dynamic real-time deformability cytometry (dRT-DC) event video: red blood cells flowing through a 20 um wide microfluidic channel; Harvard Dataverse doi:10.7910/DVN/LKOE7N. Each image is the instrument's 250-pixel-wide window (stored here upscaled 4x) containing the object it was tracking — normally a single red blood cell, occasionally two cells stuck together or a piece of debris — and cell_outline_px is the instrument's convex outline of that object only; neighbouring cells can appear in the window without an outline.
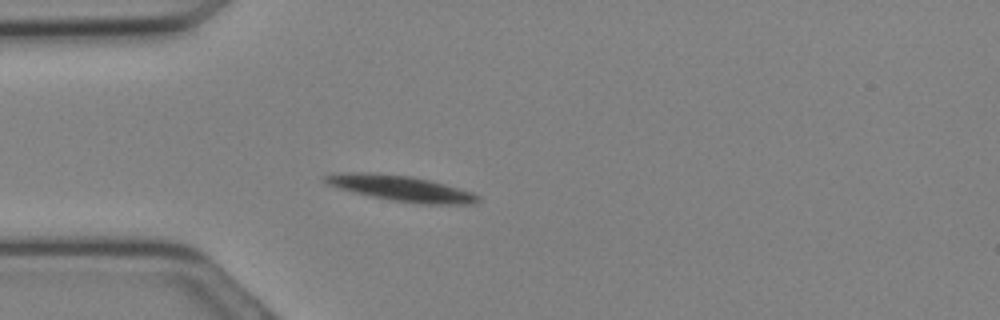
{"species": "Egyptian fruit bat (a non-hibernating species)", "species_latin": "Rousettus aegyptiacus", "temperature_condition": "cold", "stored_images_in_passage": 32, "camera_frame_rate_fps": 3000, "um_per_image_px": 0.085, "animal": {"sex": "female"}, "frame": {"image": 1, "passage_image": 9, "time_ms": 2.667, "image_size_px": [1000, 320], "cell_outline_px": [[480, 200], [476, 204], [420, 204], [392, 200], [372, 196], [340, 188], [328, 184], [320, 176], [340, 172], [372, 172], [412, 176], [444, 184], [472, 192], [480, 196]], "centroid_in_image_um": [34.09, 16.0], "position_along_channel_um": 50.9, "area_um2": 22.72}}
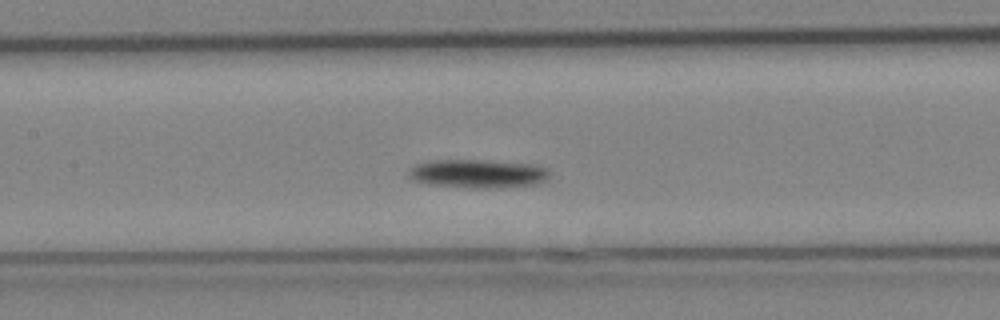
{"frame": {"image": 2, "passage_image": 15, "time_ms": 4.667, "image_size_px": [1000, 320], "cell_outline_px": [[548, 176], [544, 180], [536, 184], [488, 188], [428, 184], [412, 180], [408, 176], [408, 168], [416, 164], [428, 160], [484, 160], [536, 164], [548, 168]], "centroid_in_image_um": [40.58, 14.74], "position_along_channel_um": 166.8, "area_um2": 23.35}}
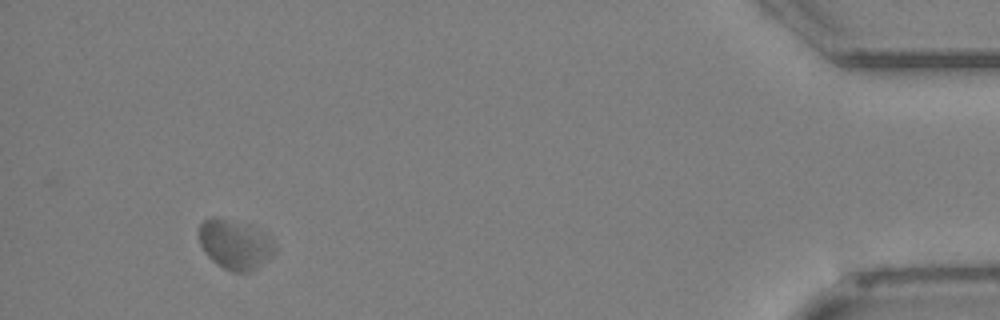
{"frame": {"image": 3, "passage_image": 30, "time_ms": 9.667, "image_size_px": [1000, 320], "cell_outline_px": [[276, 248], [252, 272], [232, 272], [216, 264], [208, 256], [200, 244], [196, 232], [200, 224], [204, 220], [212, 216], [216, 216], [260, 232], [276, 244]], "centroid_in_image_um": [19.86, 20.8], "position_along_channel_um": 415.3, "area_um2": 21.15}}